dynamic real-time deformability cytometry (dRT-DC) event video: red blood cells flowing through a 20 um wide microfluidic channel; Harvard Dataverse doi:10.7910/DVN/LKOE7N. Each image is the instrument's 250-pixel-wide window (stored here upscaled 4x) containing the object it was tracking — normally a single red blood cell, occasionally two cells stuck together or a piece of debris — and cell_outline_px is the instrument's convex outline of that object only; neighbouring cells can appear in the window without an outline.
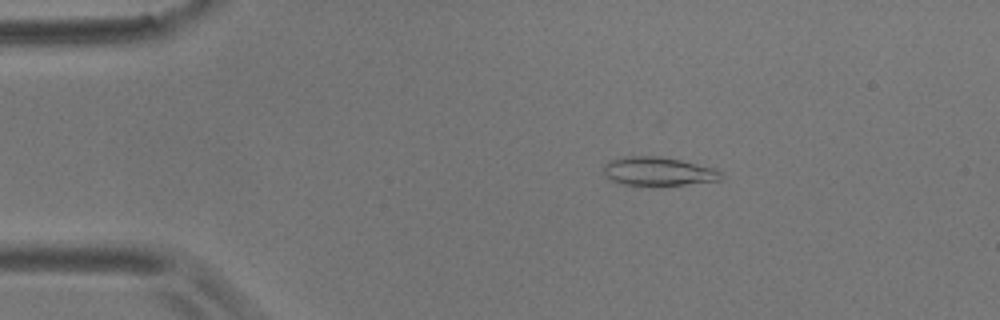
{"species": "common noctule bat (a hibernating species)", "species_latin": "Nyctalus noctula", "temperature_condition": "room temperature", "stored_images_in_passage": 43, "camera_frame_rate_fps": 3000, "um_per_image_px": 0.085, "animal": {"sex": "male", "body_mass_g": 17.9}, "frame": {"image": 1, "passage_image": 10, "time_ms": 3.0, "image_size_px": [1000, 320], "cell_outline_px": [[724, 176], [720, 180], [652, 188], [624, 184], [612, 180], [604, 176], [604, 164], [608, 160], [624, 156], [660, 156], [680, 160], [716, 168]], "centroid_in_image_um": [55.92, 14.59], "position_along_channel_um": 29.1, "area_um2": 20.29}}
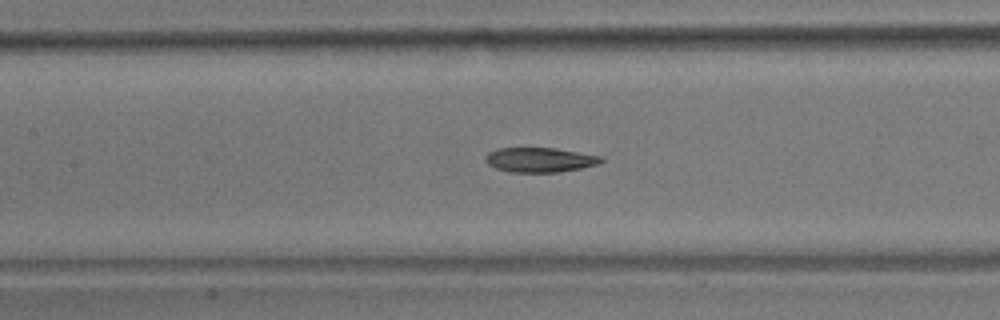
{"frame": {"image": 2, "passage_image": 26, "time_ms": 8.333, "image_size_px": [1000, 320], "cell_outline_px": [[604, 160], [600, 164], [560, 172], [508, 172], [496, 168], [488, 164], [484, 160], [484, 156], [488, 152], [496, 148], [556, 148], [604, 156]], "centroid_in_image_um": [45.9, 13.58], "position_along_channel_um": 161.5, "area_um2": 16.88}}
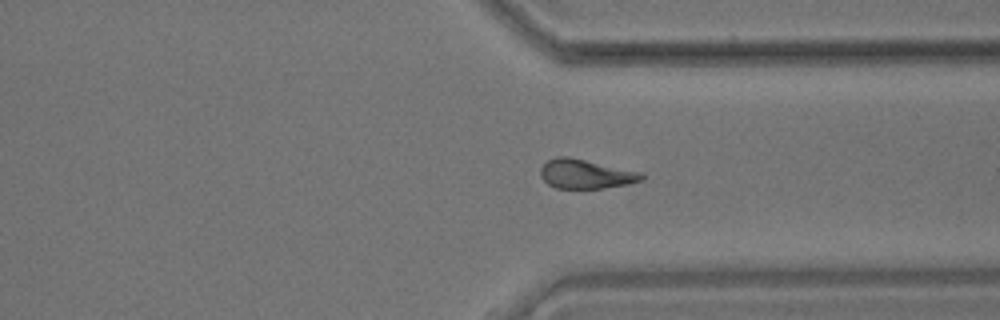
{"frame": {"image": 3, "passage_image": 43, "time_ms": 14.0, "image_size_px": [1000, 320], "cell_outline_px": [[644, 180], [628, 184], [604, 188], [556, 188], [548, 184], [540, 176], [540, 168], [548, 160], [556, 156], [568, 156], [644, 172]], "centroid_in_image_um": [49.82, 14.78], "position_along_channel_um": 361.6, "area_um2": 17.46}}